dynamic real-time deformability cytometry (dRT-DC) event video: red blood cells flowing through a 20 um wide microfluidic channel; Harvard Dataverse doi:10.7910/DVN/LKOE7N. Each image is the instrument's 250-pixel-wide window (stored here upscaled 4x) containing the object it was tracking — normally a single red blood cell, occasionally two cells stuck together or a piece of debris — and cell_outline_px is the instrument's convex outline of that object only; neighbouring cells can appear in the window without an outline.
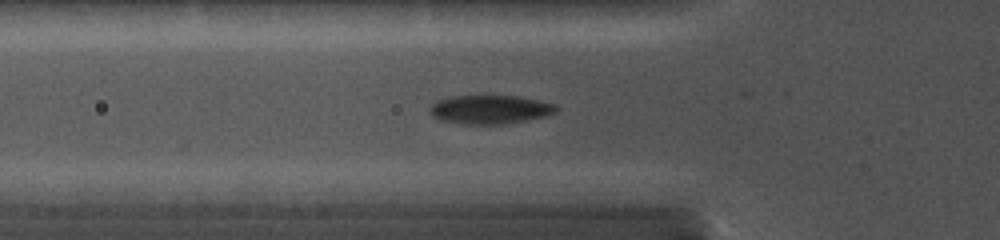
{"species": "common noctule bat (a hibernating species)", "species_latin": "Nyctalus noctula", "temperature_condition": "cold", "stored_images_in_passage": 22, "camera_frame_rate_fps": 5000, "um_per_image_px": 0.085, "animal": {"sex": "female", "body_mass_g": 19.0, "forearm_length_mm": 56.7}, "frame": {"image": 1, "passage_image": 2, "time_ms": 0.4, "image_size_px": [1000, 240], "cell_outline_px": [[556, 112], [544, 116], [524, 120], [500, 124], [464, 124], [444, 120], [436, 116], [432, 112], [432, 104], [440, 100], [452, 96], [516, 96], [536, 100], [552, 104], [556, 108]], "centroid_in_image_um": [41.67, 9.3], "position_along_channel_um": 84.1, "area_um2": 20.29}}
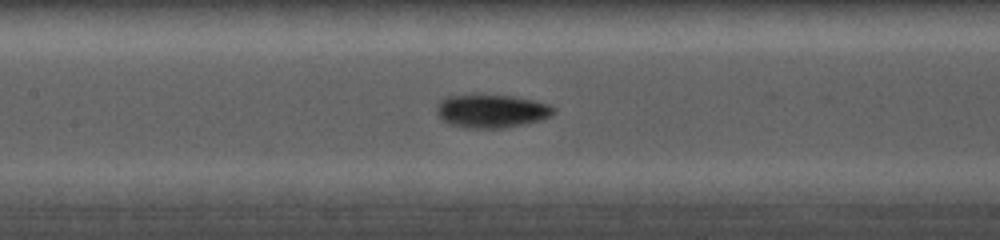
{"frame": {"image": 2, "passage_image": 8, "time_ms": 2.4, "image_size_px": [1000, 240], "cell_outline_px": [[552, 112], [548, 116], [536, 120], [520, 124], [500, 128], [464, 128], [452, 124], [444, 120], [440, 116], [440, 100], [448, 96], [472, 92], [512, 96], [532, 100], [548, 104], [552, 108]], "centroid_in_image_um": [41.72, 9.39], "position_along_channel_um": 165.7, "area_um2": 22.37}}
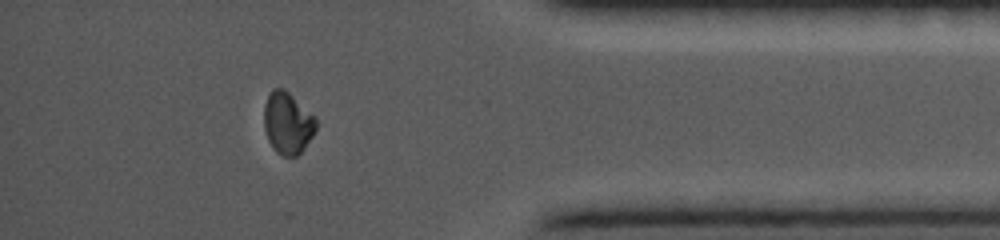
{"frame": {"image": 3, "passage_image": 17, "time_ms": 8.8, "image_size_px": [1000, 240], "cell_outline_px": [[316, 128], [312, 136], [304, 148], [296, 156], [284, 156], [276, 152], [268, 140], [264, 128], [264, 104], [272, 88], [284, 88], [316, 116]], "centroid_in_image_um": [24.44, 10.44], "position_along_channel_um": 410.8, "area_um2": 18.79}}